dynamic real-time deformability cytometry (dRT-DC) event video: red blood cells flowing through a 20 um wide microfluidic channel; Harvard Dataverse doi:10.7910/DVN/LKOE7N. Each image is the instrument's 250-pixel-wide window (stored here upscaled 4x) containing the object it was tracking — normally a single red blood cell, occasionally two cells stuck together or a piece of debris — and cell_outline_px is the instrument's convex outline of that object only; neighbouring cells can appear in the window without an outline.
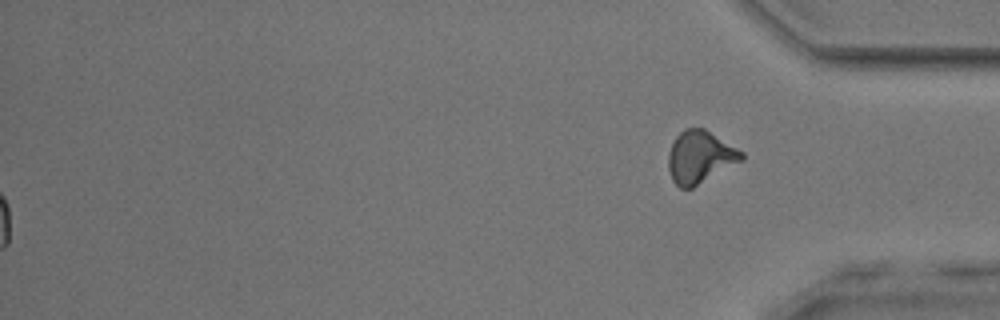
{"species": "common noctule bat (a hibernating species)", "species_latin": "Nyctalus noctula", "temperature_condition": "room temperature", "stored_images_in_passage": 56, "segment_of_instrument_passage": [2, 2], "camera_frame_rate_fps": 3000, "um_per_image_px": 0.085, "animal": {"sex": "male", "body_mass_g": 17.9, "forearm_length_mm": 54.2}, "frame": {"image": 1, "passage_image": 56, "time_ms": 18.333, "image_size_px": [1000, 320], "cell_outline_px": [[744, 160], [692, 188], [680, 188], [672, 180], [668, 168], [668, 152], [676, 136], [684, 128], [704, 128], [744, 152]], "centroid_in_image_um": [59.5, 13.35], "position_along_channel_um": 375.7, "area_um2": 22.43}}